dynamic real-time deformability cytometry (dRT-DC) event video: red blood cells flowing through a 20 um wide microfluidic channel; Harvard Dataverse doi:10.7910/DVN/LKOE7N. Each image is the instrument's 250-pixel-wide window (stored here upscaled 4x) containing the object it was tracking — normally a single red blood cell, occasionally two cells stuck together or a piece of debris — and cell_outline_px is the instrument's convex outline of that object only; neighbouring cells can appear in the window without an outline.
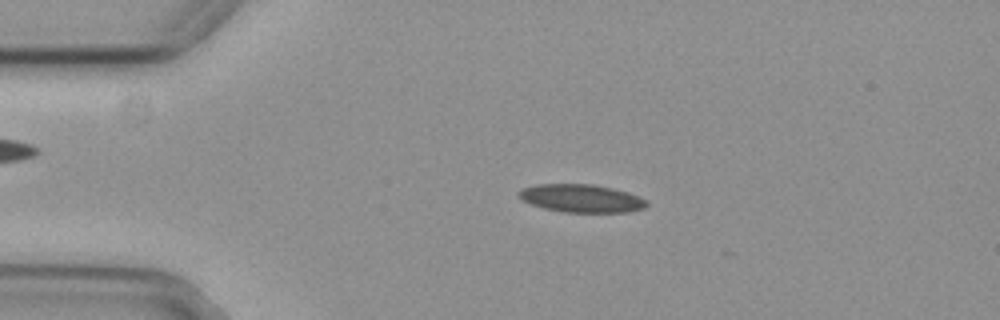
{"species": "common noctule bat (a hibernating species)", "species_latin": "Nyctalus noctula", "temperature_condition": "cold", "stored_images_in_passage": 45, "camera_frame_rate_fps": 3000, "um_per_image_px": 0.085, "animal": {"sex": "female", "body_mass_g": 29.2, "forearm_length_mm": 56.3}, "frame": {"image": 1, "passage_image": 9, "time_ms": 2.667, "image_size_px": [1000, 320], "cell_outline_px": [[648, 204], [644, 208], [628, 212], [564, 212], [544, 208], [520, 200], [516, 196], [516, 192], [520, 188], [536, 184], [592, 184], [612, 188], [628, 192], [644, 200]], "centroid_in_image_um": [49.32, 16.85], "position_along_channel_um": 35.7, "area_um2": 20.92}}
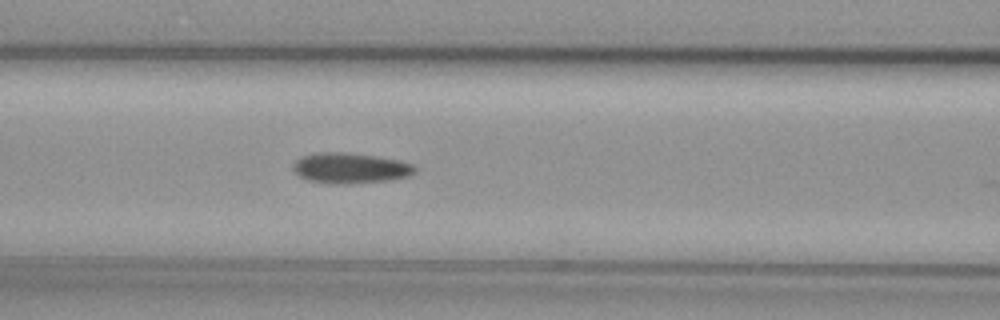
{"frame": {"image": 2, "passage_image": 20, "time_ms": 6.333, "image_size_px": [1000, 320], "cell_outline_px": [[416, 172], [408, 176], [392, 180], [348, 184], [328, 184], [308, 180], [300, 176], [292, 168], [292, 164], [296, 160], [304, 156], [320, 152], [340, 152], [372, 156], [400, 160], [412, 164], [416, 168]], "centroid_in_image_um": [29.78, 14.31], "position_along_channel_um": 136.8, "area_um2": 21.62}}
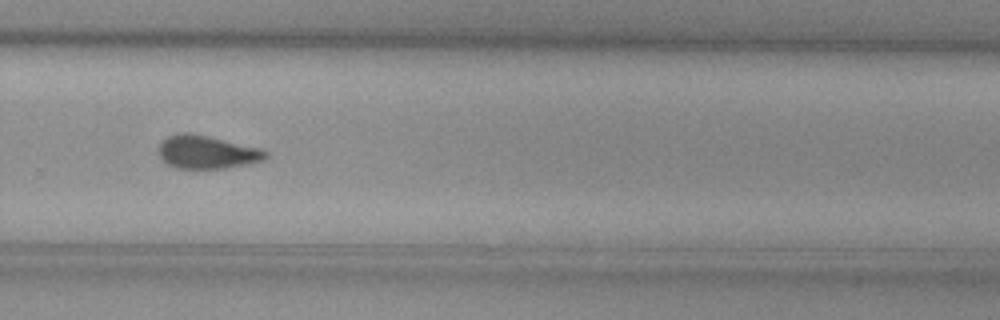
{"frame": {"image": 3, "passage_image": 34, "time_ms": 11.0, "image_size_px": [1000, 320], "cell_outline_px": [[268, 156], [264, 160], [224, 168], [176, 168], [168, 164], [160, 156], [160, 144], [168, 136], [180, 132], [188, 132], [208, 136], [260, 148], [268, 152]], "centroid_in_image_um": [17.6, 12.92], "position_along_channel_um": 312.2, "area_um2": 20.35}, "authors_computed_cell_mechanics": {"area_um2": 20.8658, "velocity_mm_per_s": 3.765, "shape_relaxation_time_tau1_ms": null, "shape_relaxation_time_tau2_ms": 3.6767, "deformation_change_tau1": null, "deformation_change_tau2": 0.1048}}